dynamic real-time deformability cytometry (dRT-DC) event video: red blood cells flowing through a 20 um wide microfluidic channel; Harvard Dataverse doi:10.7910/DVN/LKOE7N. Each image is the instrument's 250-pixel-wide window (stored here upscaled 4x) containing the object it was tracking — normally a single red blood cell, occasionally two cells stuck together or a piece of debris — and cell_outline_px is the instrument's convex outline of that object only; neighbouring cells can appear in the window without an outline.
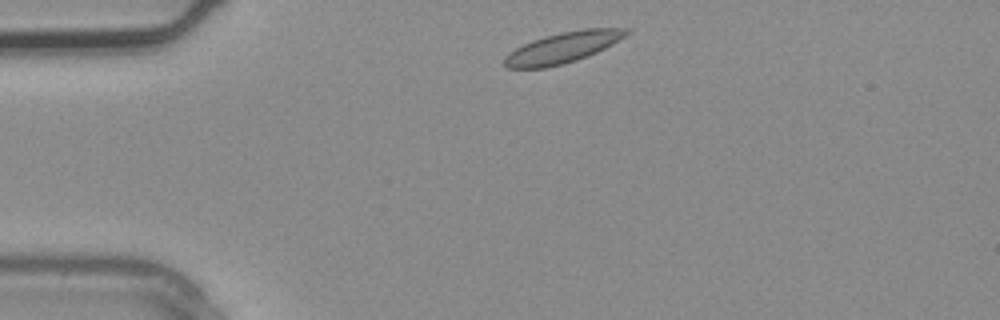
{"species": "common noctule bat (a hibernating species)", "species_latin": "Nyctalus noctula", "temperature_condition": "warm", "stored_images_in_passage": 1, "camera_frame_rate_fps": 3000, "um_per_image_px": 0.085, "animal": {"sex": "male", "body_mass_g": 20.4}, "frame": {"image": 1, "passage_image": 1, "time_ms": 0.0, "image_size_px": [1000, 320], "cell_outline_px": [[632, 32], [612, 44], [596, 52], [576, 60], [544, 68], [508, 68], [504, 64], [504, 56], [508, 52], [532, 40], [560, 32], [584, 28], [628, 28]], "centroid_in_image_um": [47.84, 4.03], "position_along_channel_um": 37.2, "area_um2": 21.73}}